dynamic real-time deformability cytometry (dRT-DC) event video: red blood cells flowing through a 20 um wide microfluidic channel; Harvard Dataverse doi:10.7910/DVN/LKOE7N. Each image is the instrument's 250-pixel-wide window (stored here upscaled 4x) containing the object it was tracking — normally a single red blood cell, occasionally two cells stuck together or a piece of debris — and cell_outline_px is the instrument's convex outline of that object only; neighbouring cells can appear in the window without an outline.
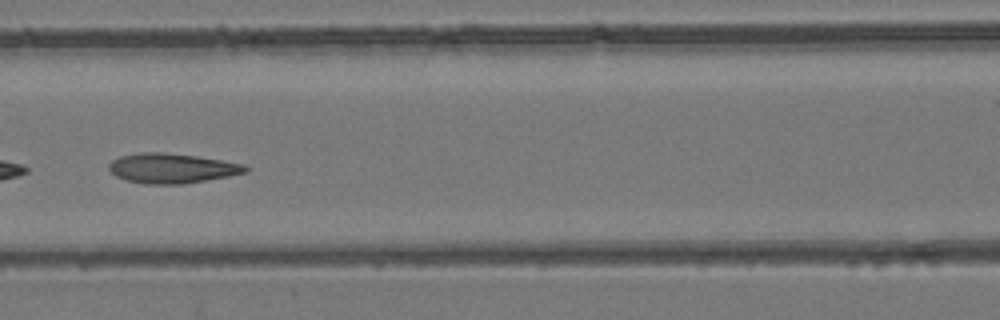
{"species": "common noctule bat (a hibernating species)", "species_latin": "Nyctalus noctula", "temperature_condition": "room temperature", "stored_images_in_passage": 5, "camera_frame_rate_fps": 3000, "um_per_image_px": 0.085, "animal": {"sex": "female", "body_mass_g": 24.6, "forearm_length_mm": 56.2}, "frame": {"image": 1, "passage_image": 5, "time_ms": 6.0, "image_size_px": [1000, 320], "cell_outline_px": [[248, 172], [228, 176], [184, 184], [144, 184], [128, 180], [116, 176], [108, 168], [108, 164], [112, 160], [120, 156], [140, 152], [160, 152], [196, 156], [244, 164], [248, 168]], "centroid_in_image_um": [14.59, 14.3], "position_along_channel_um": 152.0, "area_um2": 23.58}}